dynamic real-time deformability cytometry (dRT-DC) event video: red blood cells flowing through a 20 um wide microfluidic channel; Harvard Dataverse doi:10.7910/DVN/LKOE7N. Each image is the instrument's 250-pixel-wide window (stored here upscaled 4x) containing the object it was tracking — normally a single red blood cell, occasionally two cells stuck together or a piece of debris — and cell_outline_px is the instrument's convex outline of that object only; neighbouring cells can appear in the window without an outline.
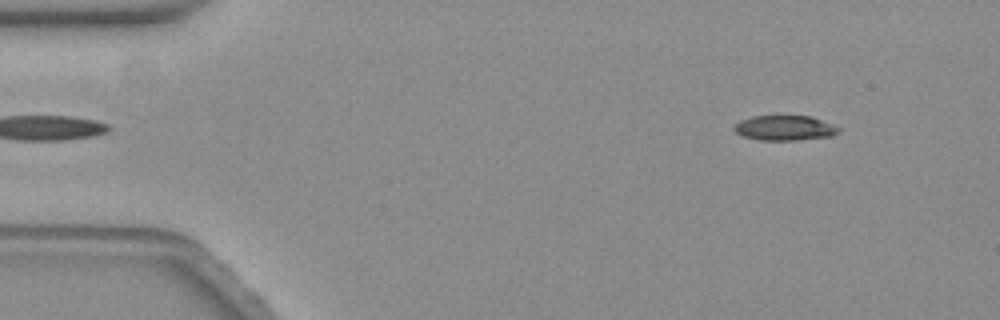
{"species": "common noctule bat (a hibernating species)", "species_latin": "Nyctalus noctula", "temperature_condition": "warm", "stored_images_in_passage": 8, "camera_frame_rate_fps": 3000, "um_per_image_px": 0.085, "animal": {"sex": "female", "body_mass_g": 19.3, "forearm_length_mm": 54.1}, "frame": {"image": 1, "passage_image": 2, "time_ms": 0.333, "image_size_px": [1000, 320], "cell_outline_px": [[840, 128], [836, 132], [828, 136], [792, 140], [764, 140], [744, 136], [736, 132], [732, 128], [740, 120], [752, 116], [812, 116]], "centroid_in_image_um": [66.64, 10.86], "position_along_channel_um": 18.4, "area_um2": 14.8}}